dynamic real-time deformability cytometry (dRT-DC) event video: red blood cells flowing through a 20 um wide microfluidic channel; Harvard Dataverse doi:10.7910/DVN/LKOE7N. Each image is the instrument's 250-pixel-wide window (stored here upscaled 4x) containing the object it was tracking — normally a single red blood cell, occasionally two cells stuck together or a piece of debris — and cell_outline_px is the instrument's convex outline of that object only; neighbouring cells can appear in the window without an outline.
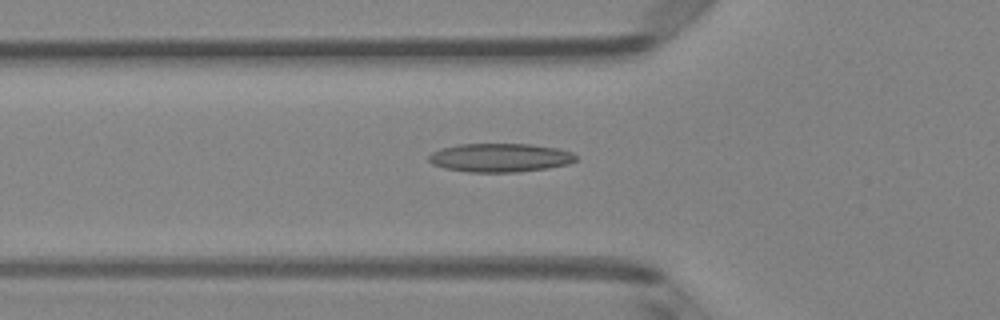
{"species": "Egyptian fruit bat (a non-hibernating species)", "species_latin": "Rousettus aegyptiacus", "temperature_condition": "room temperature", "stored_images_in_passage": 49, "camera_frame_rate_fps": 3000, "um_per_image_px": 0.085, "animal": {"sex": "female"}, "frame": {"image": 1, "passage_image": 17, "time_ms": 5.333, "image_size_px": [1000, 320], "cell_outline_px": [[576, 160], [568, 164], [548, 168], [516, 172], [468, 172], [444, 168], [432, 164], [428, 160], [428, 156], [432, 152], [440, 148], [460, 144], [528, 144], [556, 148], [572, 152], [576, 156]], "centroid_in_image_um": [42.47, 13.4], "position_along_channel_um": 83.3, "area_um2": 24.57}}
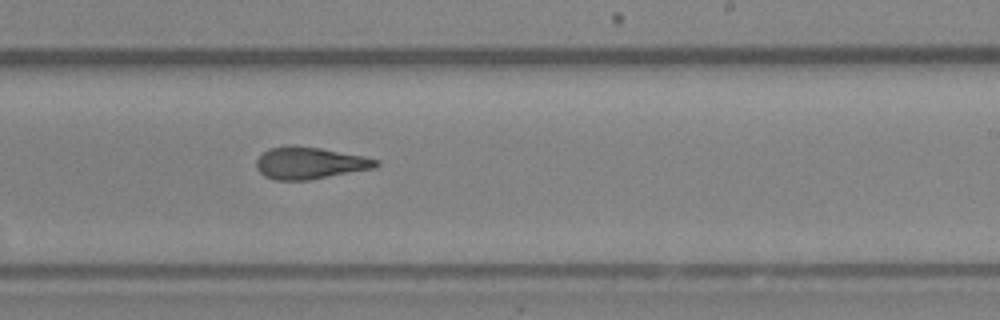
{"frame": {"image": 2, "passage_image": 30, "time_ms": 9.667, "image_size_px": [1000, 320], "cell_outline_px": [[380, 164], [376, 168], [308, 180], [276, 180], [264, 176], [256, 168], [256, 160], [268, 148], [320, 148], [364, 156], [380, 160]], "centroid_in_image_um": [26.38, 13.9], "position_along_channel_um": 262.6, "area_um2": 21.73}}
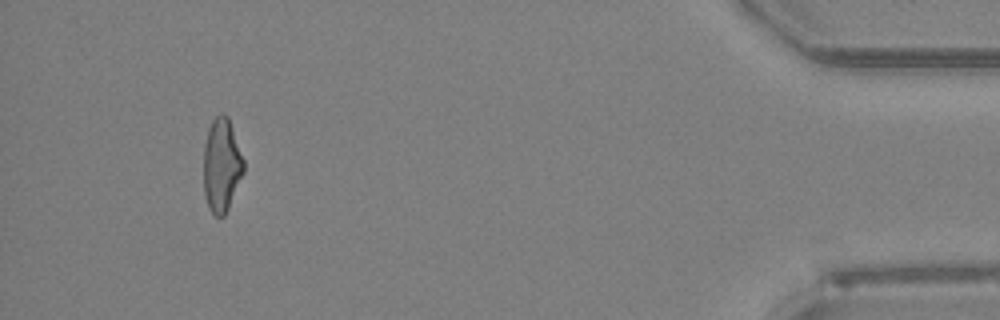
{"frame": {"image": 3, "passage_image": 46, "time_ms": 15.0, "image_size_px": [1000, 320], "cell_outline_px": [[244, 172], [228, 208], [224, 216], [216, 216], [208, 208], [204, 196], [204, 144], [208, 128], [212, 120], [220, 112], [224, 112], [228, 116], [244, 160]], "centroid_in_image_um": [18.83, 14.02], "position_along_channel_um": 416.4, "area_um2": 21.96}, "authors_computed_cell_mechanics": {"area_um2": 22.6576, "velocity_mm_per_s": 4.1655, "shape_relaxation_time_tau1_ms": 7.6695, "shape_relaxation_time_tau2_ms": 2.6912, "deformation_change_tau1": 0.1972, "deformation_change_tau2": 0.1223}}